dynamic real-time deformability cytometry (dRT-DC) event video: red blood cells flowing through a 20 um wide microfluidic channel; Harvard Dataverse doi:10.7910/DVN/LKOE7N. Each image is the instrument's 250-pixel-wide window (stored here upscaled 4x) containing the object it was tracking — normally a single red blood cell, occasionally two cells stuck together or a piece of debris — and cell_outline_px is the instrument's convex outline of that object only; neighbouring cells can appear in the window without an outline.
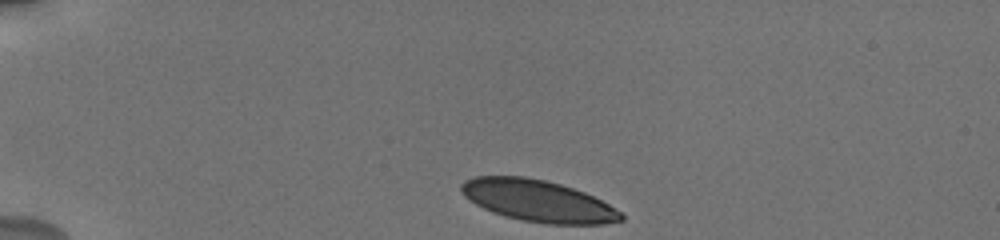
{"species": "human", "species_latin": "Homo sapiens", "temperature_condition": "cold", "stored_images_in_passage": 56, "camera_frame_rate_fps": 3000, "um_per_image_px": 0.085, "donor": {"sex": "male"}, "frame": {"image": 1, "passage_image": 1, "time_ms": 0.0, "image_size_px": [1000, 240], "cell_outline_px": [[624, 220], [604, 224], [548, 224], [524, 220], [504, 216], [492, 212], [476, 204], [464, 196], [460, 188], [460, 184], [464, 180], [476, 176], [524, 176], [544, 180], [560, 184], [584, 192], [608, 204], [620, 212], [624, 216]], "centroid_in_image_um": [45.71, 17.07], "position_along_channel_um": 39.3, "area_um2": 38.55}}
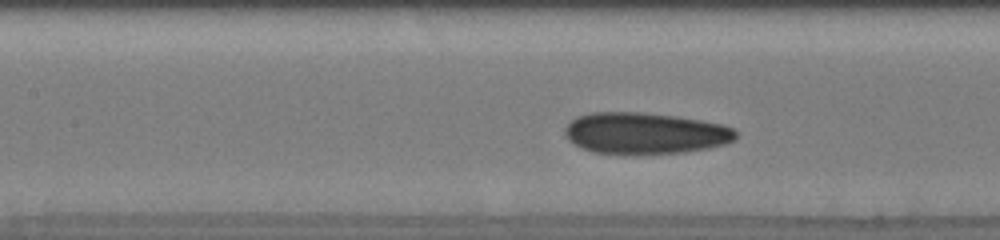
{"frame": {"image": 2, "passage_image": 19, "time_ms": 4.667, "image_size_px": [1000, 240], "cell_outline_px": [[736, 136], [732, 140], [724, 144], [708, 148], [684, 152], [624, 156], [592, 152], [568, 140], [564, 132], [564, 128], [576, 116], [592, 112], [640, 112], [676, 116], [700, 120], [720, 124], [732, 128], [736, 132]], "centroid_in_image_um": [54.77, 11.34], "position_along_channel_um": 152.6, "area_um2": 41.67}}
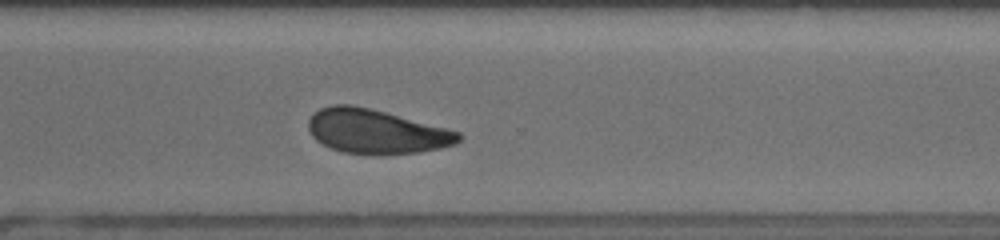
{"frame": {"image": 3, "passage_image": 39, "time_ms": 9.667, "image_size_px": [1000, 240], "cell_outline_px": [[464, 136], [456, 144], [440, 148], [420, 152], [344, 152], [332, 148], [316, 140], [312, 136], [308, 128], [308, 120], [320, 108], [332, 104], [352, 104], [372, 108], [460, 132]], "centroid_in_image_um": [31.98, 11.13], "position_along_channel_um": 338.6, "area_um2": 37.97}, "authors_computed_cell_mechanics": {"area_um2": 39.593, "velocity_mm_per_s": 3.7313, "shape_relaxation_time_tau1_ms": 3.9305, "shape_relaxation_time_tau2_ms": 2.3691, "deformation_change_tau1": 0.0911, "deformation_change_tau2": 0.0679}}